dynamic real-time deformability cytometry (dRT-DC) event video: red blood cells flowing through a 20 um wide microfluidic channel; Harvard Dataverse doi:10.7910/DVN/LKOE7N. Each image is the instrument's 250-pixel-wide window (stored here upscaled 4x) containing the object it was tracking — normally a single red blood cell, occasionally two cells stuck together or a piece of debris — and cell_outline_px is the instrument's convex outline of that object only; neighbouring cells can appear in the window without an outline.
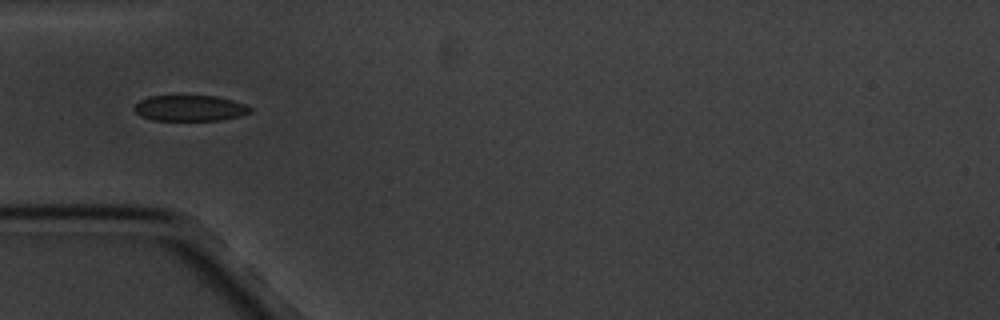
{"species": "common noctule bat (a hibernating species)", "species_latin": "Nyctalus noctula", "temperature_condition": "cold", "stored_images_in_passage": 9, "camera_frame_rate_fps": 3000, "um_per_image_px": 0.085, "animal": {"sex": "male", "body_mass_g": 20.1, "forearm_length_mm": 53.5}, "frame": {"image": 1, "passage_image": 5, "time_ms": 4.667, "image_size_px": [1000, 320], "cell_outline_px": [[252, 112], [240, 116], [220, 120], [152, 120], [140, 116], [132, 108], [140, 100], [148, 96], [216, 96], [232, 100], [244, 104], [252, 108]], "centroid_in_image_um": [16.13, 9.19], "position_along_channel_um": 68.9, "area_um2": 17.46}}
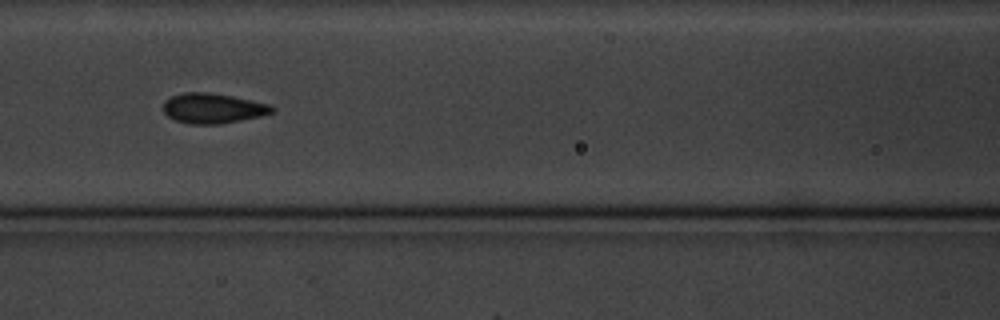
{"frame": {"image": 2, "passage_image": 7, "time_ms": 7.0, "image_size_px": [1000, 320], "cell_outline_px": [[276, 108], [272, 112], [260, 116], [220, 124], [188, 124], [176, 120], [168, 116], [164, 112], [164, 100], [172, 96], [184, 92], [208, 92], [232, 96], [272, 104]], "centroid_in_image_um": [18.11, 9.2], "position_along_channel_um": 148.5, "area_um2": 19.07}}
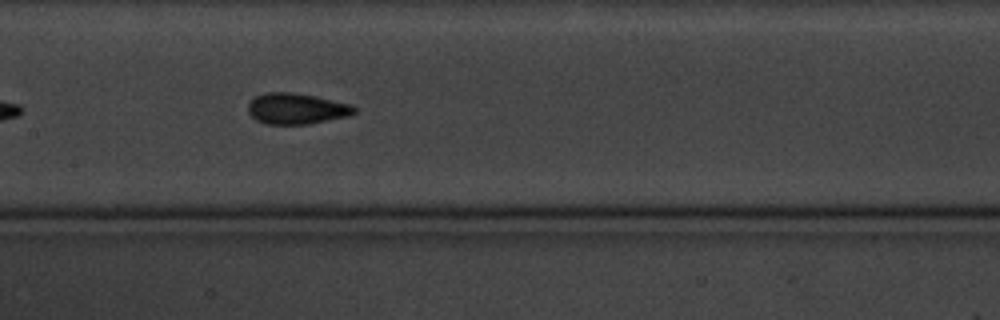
{"frame": {"image": 3, "passage_image": 8, "time_ms": 8.0, "image_size_px": [1000, 320], "cell_outline_px": [[356, 112], [348, 116], [308, 124], [264, 124], [256, 120], [248, 112], [248, 104], [256, 96], [264, 92], [292, 92], [316, 96], [352, 104], [356, 108]], "centroid_in_image_um": [25.2, 9.23], "position_along_channel_um": 182.2, "area_um2": 19.25}}